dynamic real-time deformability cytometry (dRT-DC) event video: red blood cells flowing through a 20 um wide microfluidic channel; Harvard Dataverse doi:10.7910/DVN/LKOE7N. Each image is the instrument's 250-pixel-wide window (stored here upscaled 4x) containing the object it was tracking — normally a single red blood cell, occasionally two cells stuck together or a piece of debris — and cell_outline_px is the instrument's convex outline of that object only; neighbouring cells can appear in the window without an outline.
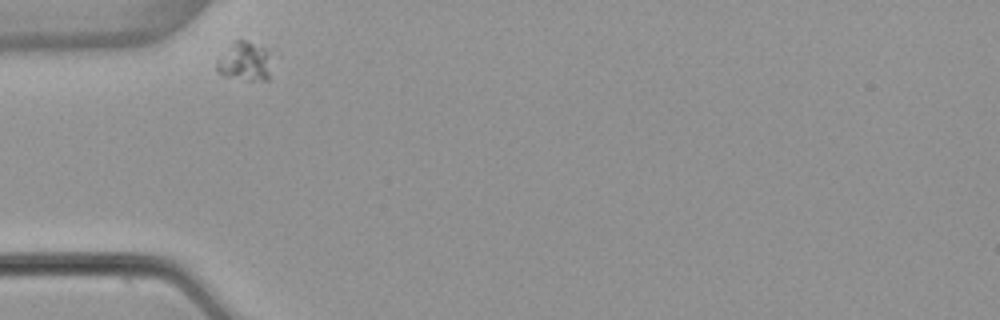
{"species": "common noctule bat (a hibernating species)", "species_latin": "Nyctalus noctula", "temperature_condition": "warm", "stored_images_in_passage": 33, "camera_frame_rate_fps": 3000, "um_per_image_px": 0.085, "animal": {"sex": "female", "body_mass_g": 22.7, "forearm_length_mm": 54.2}, "frame": {"image": 1, "passage_image": 1, "time_ms": 0.0, "image_size_px": [1000, 320], "cell_outline_px": [[268, 80], [248, 80], [224, 76], [216, 72], [216, 64], [236, 40], [244, 40], [264, 48], [268, 72]], "centroid_in_image_um": [20.73, 5.28], "position_along_channel_um": 64.3, "area_um2": 11.44}}
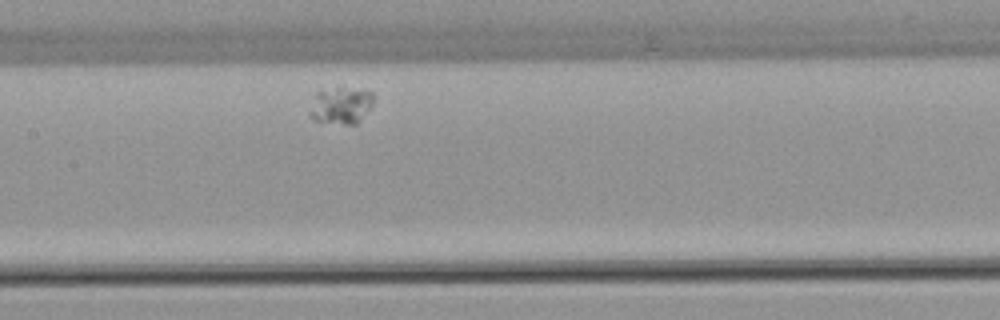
{"frame": {"image": 2, "passage_image": 12, "time_ms": 3.667, "image_size_px": [1000, 320], "cell_outline_px": [[372, 104], [356, 124], [344, 124], [312, 120], [308, 112], [316, 92], [336, 88], [364, 88], [372, 92]], "centroid_in_image_um": [28.96, 8.95], "position_along_channel_um": 178.4, "area_um2": 13.58}}
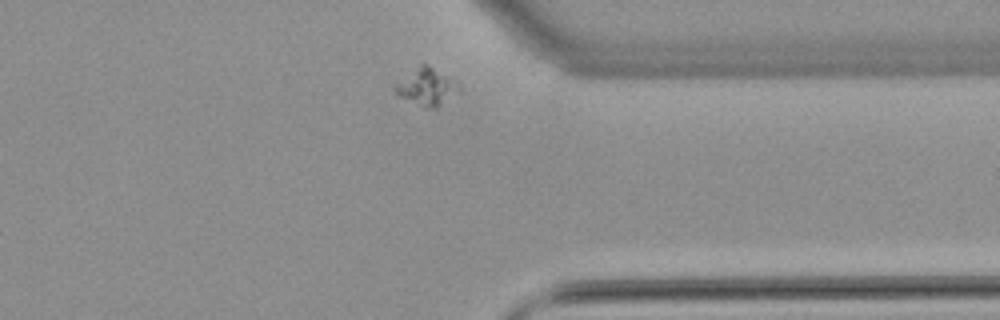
{"frame": {"image": 3, "passage_image": 30, "time_ms": 9.667, "image_size_px": [1000, 320], "cell_outline_px": [[460, 92], [436, 108], [428, 108], [400, 96], [392, 88], [396, 84], [420, 64], [428, 64], [460, 88]], "centroid_in_image_um": [36.25, 7.41], "position_along_channel_um": 375.2, "area_um2": 12.95}}